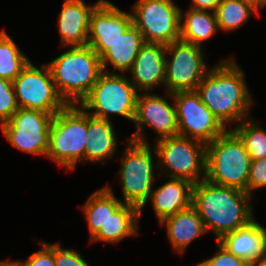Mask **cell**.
<instances>
[{
  "label": "cell",
  "instance_id": "obj_1",
  "mask_svg": "<svg viewBox=\"0 0 266 266\" xmlns=\"http://www.w3.org/2000/svg\"><path fill=\"white\" fill-rule=\"evenodd\" d=\"M251 197L246 191L203 179L193 186L192 205L199 213L206 231L211 230L218 241L223 235L255 219L250 205Z\"/></svg>",
  "mask_w": 266,
  "mask_h": 266
},
{
  "label": "cell",
  "instance_id": "obj_2",
  "mask_svg": "<svg viewBox=\"0 0 266 266\" xmlns=\"http://www.w3.org/2000/svg\"><path fill=\"white\" fill-rule=\"evenodd\" d=\"M244 76L236 62L227 58L210 71L207 70L197 86L196 92L201 101L224 127L225 124L241 122L250 117L246 113L253 101Z\"/></svg>",
  "mask_w": 266,
  "mask_h": 266
},
{
  "label": "cell",
  "instance_id": "obj_3",
  "mask_svg": "<svg viewBox=\"0 0 266 266\" xmlns=\"http://www.w3.org/2000/svg\"><path fill=\"white\" fill-rule=\"evenodd\" d=\"M48 66L56 90L67 105L81 103L103 72L99 55L88 45L71 47Z\"/></svg>",
  "mask_w": 266,
  "mask_h": 266
},
{
  "label": "cell",
  "instance_id": "obj_4",
  "mask_svg": "<svg viewBox=\"0 0 266 266\" xmlns=\"http://www.w3.org/2000/svg\"><path fill=\"white\" fill-rule=\"evenodd\" d=\"M251 161L243 141L226 129L206 145L205 179L247 192Z\"/></svg>",
  "mask_w": 266,
  "mask_h": 266
},
{
  "label": "cell",
  "instance_id": "obj_5",
  "mask_svg": "<svg viewBox=\"0 0 266 266\" xmlns=\"http://www.w3.org/2000/svg\"><path fill=\"white\" fill-rule=\"evenodd\" d=\"M77 104L66 105L56 113L50 125L49 148L46 156L60 166L73 170L85 161L87 111Z\"/></svg>",
  "mask_w": 266,
  "mask_h": 266
},
{
  "label": "cell",
  "instance_id": "obj_6",
  "mask_svg": "<svg viewBox=\"0 0 266 266\" xmlns=\"http://www.w3.org/2000/svg\"><path fill=\"white\" fill-rule=\"evenodd\" d=\"M138 91L124 75L103 71L89 95L79 103L88 114L110 121V114L134 120Z\"/></svg>",
  "mask_w": 266,
  "mask_h": 266
},
{
  "label": "cell",
  "instance_id": "obj_7",
  "mask_svg": "<svg viewBox=\"0 0 266 266\" xmlns=\"http://www.w3.org/2000/svg\"><path fill=\"white\" fill-rule=\"evenodd\" d=\"M156 144L153 153L159 159L155 165L159 166L158 170L162 168L163 173L164 168H169L165 169V176L186 179L193 184L205 179V144L181 135L156 140ZM200 175L203 178L200 179Z\"/></svg>",
  "mask_w": 266,
  "mask_h": 266
},
{
  "label": "cell",
  "instance_id": "obj_8",
  "mask_svg": "<svg viewBox=\"0 0 266 266\" xmlns=\"http://www.w3.org/2000/svg\"><path fill=\"white\" fill-rule=\"evenodd\" d=\"M127 143L119 172L123 203L134 205L142 210L153 190L152 185L156 176L154 156L149 143H140L131 139Z\"/></svg>",
  "mask_w": 266,
  "mask_h": 266
},
{
  "label": "cell",
  "instance_id": "obj_9",
  "mask_svg": "<svg viewBox=\"0 0 266 266\" xmlns=\"http://www.w3.org/2000/svg\"><path fill=\"white\" fill-rule=\"evenodd\" d=\"M132 8L144 42L168 45L180 39L181 9L172 0H138Z\"/></svg>",
  "mask_w": 266,
  "mask_h": 266
},
{
  "label": "cell",
  "instance_id": "obj_10",
  "mask_svg": "<svg viewBox=\"0 0 266 266\" xmlns=\"http://www.w3.org/2000/svg\"><path fill=\"white\" fill-rule=\"evenodd\" d=\"M12 82L19 108L55 115L67 105L56 90L48 64L39 69L29 61Z\"/></svg>",
  "mask_w": 266,
  "mask_h": 266
},
{
  "label": "cell",
  "instance_id": "obj_11",
  "mask_svg": "<svg viewBox=\"0 0 266 266\" xmlns=\"http://www.w3.org/2000/svg\"><path fill=\"white\" fill-rule=\"evenodd\" d=\"M202 46L181 39L166 45L165 85L167 93L178 91H196L206 75V63Z\"/></svg>",
  "mask_w": 266,
  "mask_h": 266
},
{
  "label": "cell",
  "instance_id": "obj_12",
  "mask_svg": "<svg viewBox=\"0 0 266 266\" xmlns=\"http://www.w3.org/2000/svg\"><path fill=\"white\" fill-rule=\"evenodd\" d=\"M169 96L173 97L176 107L178 135L208 145L227 129L201 101L196 91H178L168 93Z\"/></svg>",
  "mask_w": 266,
  "mask_h": 266
},
{
  "label": "cell",
  "instance_id": "obj_13",
  "mask_svg": "<svg viewBox=\"0 0 266 266\" xmlns=\"http://www.w3.org/2000/svg\"><path fill=\"white\" fill-rule=\"evenodd\" d=\"M53 117L54 114L41 110L19 108L1 125V129L15 148L26 153L46 155Z\"/></svg>",
  "mask_w": 266,
  "mask_h": 266
},
{
  "label": "cell",
  "instance_id": "obj_14",
  "mask_svg": "<svg viewBox=\"0 0 266 266\" xmlns=\"http://www.w3.org/2000/svg\"><path fill=\"white\" fill-rule=\"evenodd\" d=\"M133 122L136 123L137 129L131 140L140 143H149L142 132L144 125H148L159 134L157 140L178 135L175 103L171 105L164 97L156 94H138Z\"/></svg>",
  "mask_w": 266,
  "mask_h": 266
},
{
  "label": "cell",
  "instance_id": "obj_15",
  "mask_svg": "<svg viewBox=\"0 0 266 266\" xmlns=\"http://www.w3.org/2000/svg\"><path fill=\"white\" fill-rule=\"evenodd\" d=\"M132 24V14L103 0L91 13L87 45L101 57Z\"/></svg>",
  "mask_w": 266,
  "mask_h": 266
},
{
  "label": "cell",
  "instance_id": "obj_16",
  "mask_svg": "<svg viewBox=\"0 0 266 266\" xmlns=\"http://www.w3.org/2000/svg\"><path fill=\"white\" fill-rule=\"evenodd\" d=\"M166 45L144 43L135 58L132 68V84L136 90L148 92L165 83Z\"/></svg>",
  "mask_w": 266,
  "mask_h": 266
},
{
  "label": "cell",
  "instance_id": "obj_17",
  "mask_svg": "<svg viewBox=\"0 0 266 266\" xmlns=\"http://www.w3.org/2000/svg\"><path fill=\"white\" fill-rule=\"evenodd\" d=\"M102 1L87 6L83 0H64L57 23L62 45L73 47L88 44L91 13Z\"/></svg>",
  "mask_w": 266,
  "mask_h": 266
},
{
  "label": "cell",
  "instance_id": "obj_18",
  "mask_svg": "<svg viewBox=\"0 0 266 266\" xmlns=\"http://www.w3.org/2000/svg\"><path fill=\"white\" fill-rule=\"evenodd\" d=\"M193 186L186 179L169 178L168 182L151 191L149 199L159 222L192 205Z\"/></svg>",
  "mask_w": 266,
  "mask_h": 266
},
{
  "label": "cell",
  "instance_id": "obj_19",
  "mask_svg": "<svg viewBox=\"0 0 266 266\" xmlns=\"http://www.w3.org/2000/svg\"><path fill=\"white\" fill-rule=\"evenodd\" d=\"M217 242L247 262L266 257V229L258 222L223 235Z\"/></svg>",
  "mask_w": 266,
  "mask_h": 266
},
{
  "label": "cell",
  "instance_id": "obj_20",
  "mask_svg": "<svg viewBox=\"0 0 266 266\" xmlns=\"http://www.w3.org/2000/svg\"><path fill=\"white\" fill-rule=\"evenodd\" d=\"M160 223L166 225L167 236L174 250L182 254L190 242L207 232L193 205L165 218Z\"/></svg>",
  "mask_w": 266,
  "mask_h": 266
},
{
  "label": "cell",
  "instance_id": "obj_21",
  "mask_svg": "<svg viewBox=\"0 0 266 266\" xmlns=\"http://www.w3.org/2000/svg\"><path fill=\"white\" fill-rule=\"evenodd\" d=\"M144 43L142 33L132 24L100 57L103 71L109 72L108 63L120 72L129 71Z\"/></svg>",
  "mask_w": 266,
  "mask_h": 266
},
{
  "label": "cell",
  "instance_id": "obj_22",
  "mask_svg": "<svg viewBox=\"0 0 266 266\" xmlns=\"http://www.w3.org/2000/svg\"><path fill=\"white\" fill-rule=\"evenodd\" d=\"M87 136L85 161L97 163L114 155L117 139L111 121L97 118L87 111Z\"/></svg>",
  "mask_w": 266,
  "mask_h": 266
},
{
  "label": "cell",
  "instance_id": "obj_23",
  "mask_svg": "<svg viewBox=\"0 0 266 266\" xmlns=\"http://www.w3.org/2000/svg\"><path fill=\"white\" fill-rule=\"evenodd\" d=\"M141 210L131 204L123 203L106 221L104 227L90 241L118 243L128 236H136Z\"/></svg>",
  "mask_w": 266,
  "mask_h": 266
},
{
  "label": "cell",
  "instance_id": "obj_24",
  "mask_svg": "<svg viewBox=\"0 0 266 266\" xmlns=\"http://www.w3.org/2000/svg\"><path fill=\"white\" fill-rule=\"evenodd\" d=\"M217 30L219 29L215 12L190 8L183 14L181 10V40L201 46L202 41L212 37Z\"/></svg>",
  "mask_w": 266,
  "mask_h": 266
},
{
  "label": "cell",
  "instance_id": "obj_25",
  "mask_svg": "<svg viewBox=\"0 0 266 266\" xmlns=\"http://www.w3.org/2000/svg\"><path fill=\"white\" fill-rule=\"evenodd\" d=\"M123 202L115 197L110 187L105 186L95 191L83 206L86 216L90 238H92L101 227H104L106 221Z\"/></svg>",
  "mask_w": 266,
  "mask_h": 266
},
{
  "label": "cell",
  "instance_id": "obj_26",
  "mask_svg": "<svg viewBox=\"0 0 266 266\" xmlns=\"http://www.w3.org/2000/svg\"><path fill=\"white\" fill-rule=\"evenodd\" d=\"M30 60L21 52L13 39L0 32V78L13 81Z\"/></svg>",
  "mask_w": 266,
  "mask_h": 266
},
{
  "label": "cell",
  "instance_id": "obj_27",
  "mask_svg": "<svg viewBox=\"0 0 266 266\" xmlns=\"http://www.w3.org/2000/svg\"><path fill=\"white\" fill-rule=\"evenodd\" d=\"M252 12L257 13L254 8L240 0H223L215 10L218 29L224 32L234 31L243 26Z\"/></svg>",
  "mask_w": 266,
  "mask_h": 266
},
{
  "label": "cell",
  "instance_id": "obj_28",
  "mask_svg": "<svg viewBox=\"0 0 266 266\" xmlns=\"http://www.w3.org/2000/svg\"><path fill=\"white\" fill-rule=\"evenodd\" d=\"M243 141L251 160L266 158V131L250 118L232 129Z\"/></svg>",
  "mask_w": 266,
  "mask_h": 266
},
{
  "label": "cell",
  "instance_id": "obj_29",
  "mask_svg": "<svg viewBox=\"0 0 266 266\" xmlns=\"http://www.w3.org/2000/svg\"><path fill=\"white\" fill-rule=\"evenodd\" d=\"M18 109L13 82L0 78V124L6 123Z\"/></svg>",
  "mask_w": 266,
  "mask_h": 266
},
{
  "label": "cell",
  "instance_id": "obj_30",
  "mask_svg": "<svg viewBox=\"0 0 266 266\" xmlns=\"http://www.w3.org/2000/svg\"><path fill=\"white\" fill-rule=\"evenodd\" d=\"M196 266H249V262L235 256L218 242L216 255Z\"/></svg>",
  "mask_w": 266,
  "mask_h": 266
},
{
  "label": "cell",
  "instance_id": "obj_31",
  "mask_svg": "<svg viewBox=\"0 0 266 266\" xmlns=\"http://www.w3.org/2000/svg\"><path fill=\"white\" fill-rule=\"evenodd\" d=\"M266 186V158L252 160L247 182V193L252 196V191Z\"/></svg>",
  "mask_w": 266,
  "mask_h": 266
},
{
  "label": "cell",
  "instance_id": "obj_32",
  "mask_svg": "<svg viewBox=\"0 0 266 266\" xmlns=\"http://www.w3.org/2000/svg\"><path fill=\"white\" fill-rule=\"evenodd\" d=\"M42 248L29 256L25 262L18 261L20 266H55L54 244L40 242Z\"/></svg>",
  "mask_w": 266,
  "mask_h": 266
},
{
  "label": "cell",
  "instance_id": "obj_33",
  "mask_svg": "<svg viewBox=\"0 0 266 266\" xmlns=\"http://www.w3.org/2000/svg\"><path fill=\"white\" fill-rule=\"evenodd\" d=\"M54 260L55 266H89L80 253L61 248L59 243L54 244Z\"/></svg>",
  "mask_w": 266,
  "mask_h": 266
},
{
  "label": "cell",
  "instance_id": "obj_34",
  "mask_svg": "<svg viewBox=\"0 0 266 266\" xmlns=\"http://www.w3.org/2000/svg\"><path fill=\"white\" fill-rule=\"evenodd\" d=\"M223 0H192V9L196 10H207L215 12L217 6L222 2Z\"/></svg>",
  "mask_w": 266,
  "mask_h": 266
},
{
  "label": "cell",
  "instance_id": "obj_35",
  "mask_svg": "<svg viewBox=\"0 0 266 266\" xmlns=\"http://www.w3.org/2000/svg\"><path fill=\"white\" fill-rule=\"evenodd\" d=\"M240 1L243 2V3H246L248 5H250L258 13V11H259V0H240Z\"/></svg>",
  "mask_w": 266,
  "mask_h": 266
},
{
  "label": "cell",
  "instance_id": "obj_36",
  "mask_svg": "<svg viewBox=\"0 0 266 266\" xmlns=\"http://www.w3.org/2000/svg\"><path fill=\"white\" fill-rule=\"evenodd\" d=\"M249 266H266V257L249 262Z\"/></svg>",
  "mask_w": 266,
  "mask_h": 266
},
{
  "label": "cell",
  "instance_id": "obj_37",
  "mask_svg": "<svg viewBox=\"0 0 266 266\" xmlns=\"http://www.w3.org/2000/svg\"><path fill=\"white\" fill-rule=\"evenodd\" d=\"M0 266H20L18 261H0Z\"/></svg>",
  "mask_w": 266,
  "mask_h": 266
},
{
  "label": "cell",
  "instance_id": "obj_38",
  "mask_svg": "<svg viewBox=\"0 0 266 266\" xmlns=\"http://www.w3.org/2000/svg\"><path fill=\"white\" fill-rule=\"evenodd\" d=\"M265 3L266 0H259V9L262 8Z\"/></svg>",
  "mask_w": 266,
  "mask_h": 266
}]
</instances>
